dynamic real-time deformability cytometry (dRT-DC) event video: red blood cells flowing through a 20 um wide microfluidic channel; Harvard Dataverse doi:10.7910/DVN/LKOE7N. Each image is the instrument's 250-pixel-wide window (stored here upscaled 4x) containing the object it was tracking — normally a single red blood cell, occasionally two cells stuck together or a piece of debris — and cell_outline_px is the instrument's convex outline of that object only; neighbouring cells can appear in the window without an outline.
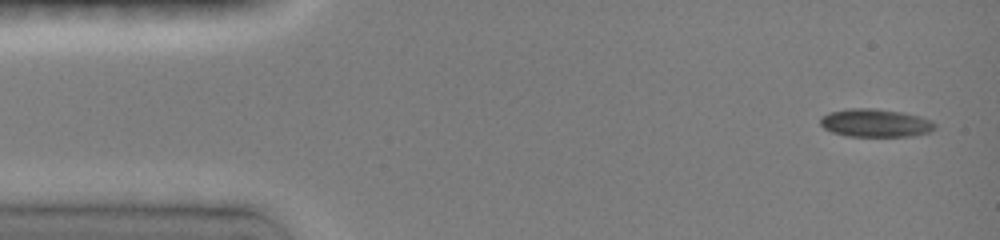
{"species": "common noctule bat (a hibernating species)", "species_latin": "Nyctalus noctula", "temperature_condition": "room temperature", "stored_images_in_passage": 4, "camera_frame_rate_fps": 3000, "um_per_image_px": 0.085, "animal": {"sex": "female", "body_mass_g": 19.0, "forearm_length_mm": 51.5}, "frame": {"image": 1, "passage_image": 1, "time_ms": 0.0, "image_size_px": [1000, 240], "cell_outline_px": [[936, 128], [928, 132], [908, 136], [848, 136], [832, 132], [824, 128], [820, 124], [820, 120], [828, 112], [848, 108], [876, 108], [904, 112], [920, 116], [936, 124]], "centroid_in_image_um": [74.39, 10.44], "position_along_channel_um": 10.6, "area_um2": 18.73}}
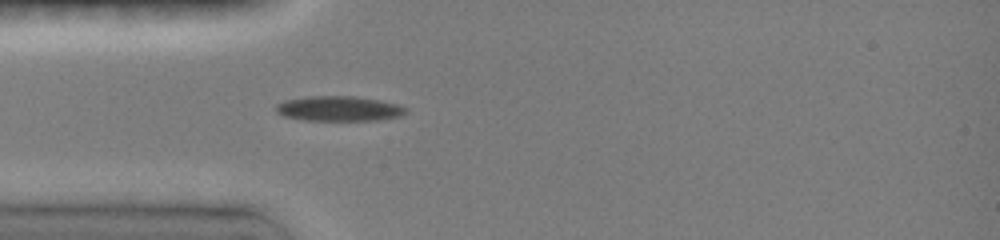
{"frame": {"image": 2, "passage_image": 4, "time_ms": 3.667, "image_size_px": [1000, 240], "cell_outline_px": [[408, 108], [404, 116], [376, 120], [304, 120], [284, 116], [276, 112], [276, 104], [284, 100], [308, 96], [356, 96], [380, 100], [396, 104]], "centroid_in_image_um": [28.82, 9.23], "position_along_channel_um": 56.2, "area_um2": 19.02}}